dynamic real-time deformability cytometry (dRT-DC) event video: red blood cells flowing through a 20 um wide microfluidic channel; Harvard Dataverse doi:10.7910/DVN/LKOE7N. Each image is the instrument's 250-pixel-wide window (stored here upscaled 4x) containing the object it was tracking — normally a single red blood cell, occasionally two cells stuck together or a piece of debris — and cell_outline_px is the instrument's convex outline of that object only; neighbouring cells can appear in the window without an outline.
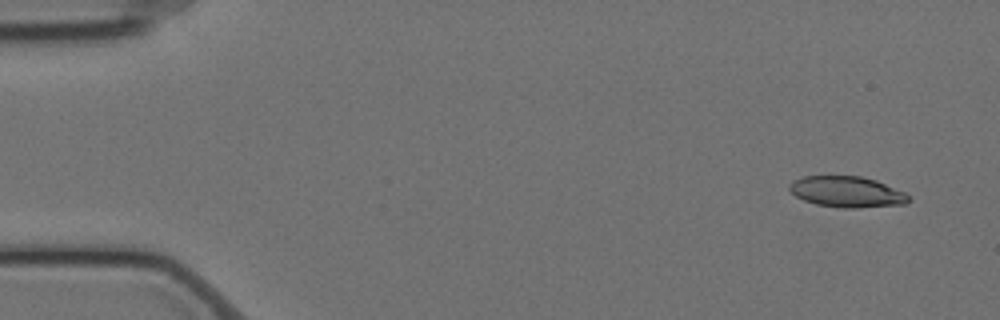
{"species": "Egyptian fruit bat (a non-hibernating species)", "species_latin": "Rousettus aegyptiacus", "temperature_condition": "cold", "stored_images_in_passage": 19, "camera_frame_rate_fps": 3000, "um_per_image_px": 0.085, "animal": {"sex": "female"}, "frame": {"image": 1, "passage_image": 1, "time_ms": 0.0, "image_size_px": [1000, 320], "cell_outline_px": [[908, 200], [904, 204], [856, 208], [844, 208], [816, 204], [804, 200], [796, 196], [788, 188], [788, 184], [804, 176], [860, 176], [876, 180], [904, 192], [908, 196]], "centroid_in_image_um": [71.96, 16.3], "position_along_channel_um": 13.0, "area_um2": 21.21}}
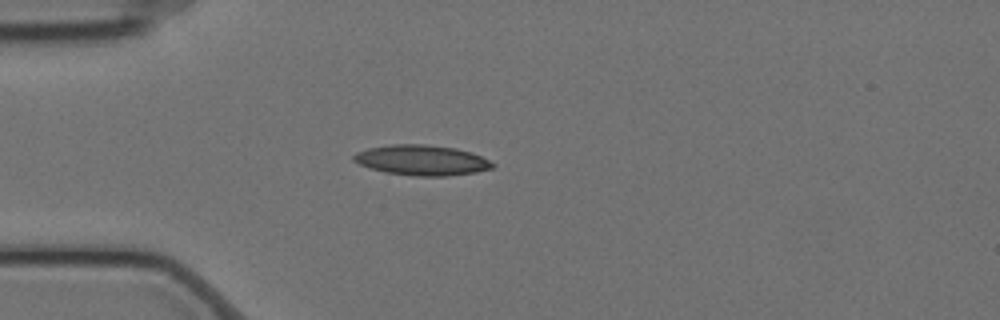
{"frame": {"image": 2, "passage_image": 13, "time_ms": 4.0, "image_size_px": [1000, 320], "cell_outline_px": [[496, 164], [492, 168], [476, 172], [448, 176], [416, 176], [384, 172], [360, 164], [352, 160], [352, 156], [356, 152], [368, 148], [388, 144], [424, 144], [456, 148], [472, 152]], "centroid_in_image_um": [35.84, 13.61], "position_along_channel_um": 49.2, "area_um2": 24.57}}
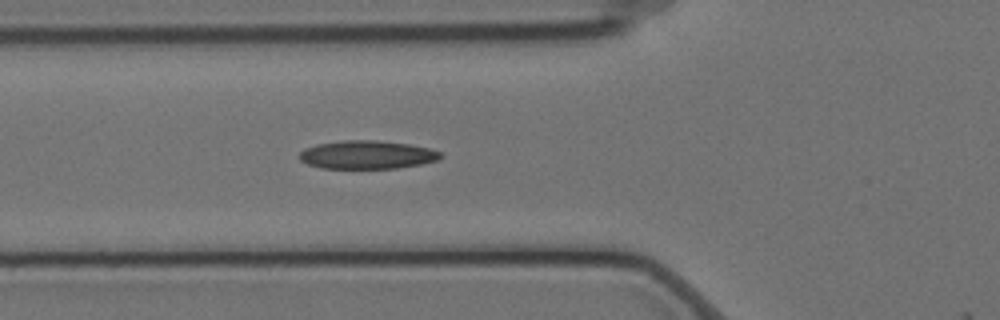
{"frame": {"image": 3, "passage_image": 18, "time_ms": 5.667, "image_size_px": [1000, 320], "cell_outline_px": [[444, 156], [440, 160], [420, 164], [396, 168], [320, 168], [308, 164], [300, 160], [300, 152], [304, 148], [316, 144], [344, 140], [376, 140], [408, 144], [428, 148], [440, 152]], "centroid_in_image_um": [31.2, 13.15], "position_along_channel_um": 94.6, "area_um2": 23.29}}